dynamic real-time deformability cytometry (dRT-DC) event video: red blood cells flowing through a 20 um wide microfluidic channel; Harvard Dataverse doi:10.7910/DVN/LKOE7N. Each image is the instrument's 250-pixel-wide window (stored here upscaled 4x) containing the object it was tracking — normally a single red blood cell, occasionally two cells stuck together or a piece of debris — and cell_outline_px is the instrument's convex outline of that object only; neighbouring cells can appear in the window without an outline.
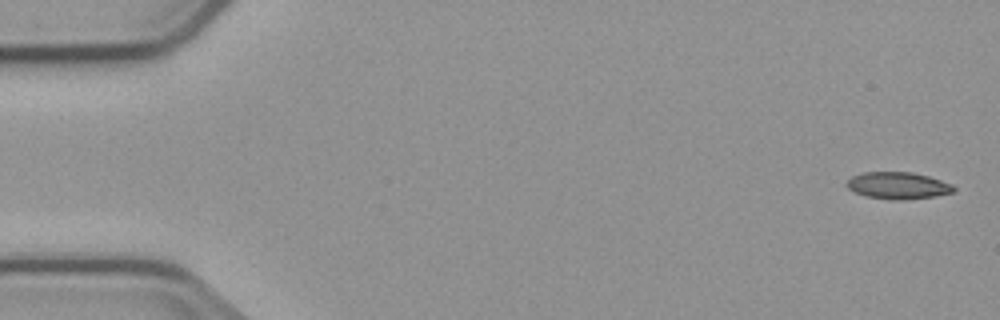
{"species": "common noctule bat (a hibernating species)", "species_latin": "Nyctalus noctula", "temperature_condition": "cold", "stored_images_in_passage": 3, "segment_of_instrument_passage": [2, 2], "camera_frame_rate_fps": 3000, "um_per_image_px": 0.085, "animal": {"sex": "male", "body_mass_g": 23.1, "forearm_length_mm": 52.7}, "frame": {"image": 1, "passage_image": 3, "time_ms": 2.333, "image_size_px": [1000, 320], "cell_outline_px": [[956, 188], [952, 192], [936, 196], [904, 200], [892, 200], [864, 196], [848, 188], [844, 184], [852, 176], [864, 172], [912, 172], [928, 176], [952, 184]], "centroid_in_image_um": [76.31, 15.77], "position_along_channel_um": 8.7, "area_um2": 16.82}}